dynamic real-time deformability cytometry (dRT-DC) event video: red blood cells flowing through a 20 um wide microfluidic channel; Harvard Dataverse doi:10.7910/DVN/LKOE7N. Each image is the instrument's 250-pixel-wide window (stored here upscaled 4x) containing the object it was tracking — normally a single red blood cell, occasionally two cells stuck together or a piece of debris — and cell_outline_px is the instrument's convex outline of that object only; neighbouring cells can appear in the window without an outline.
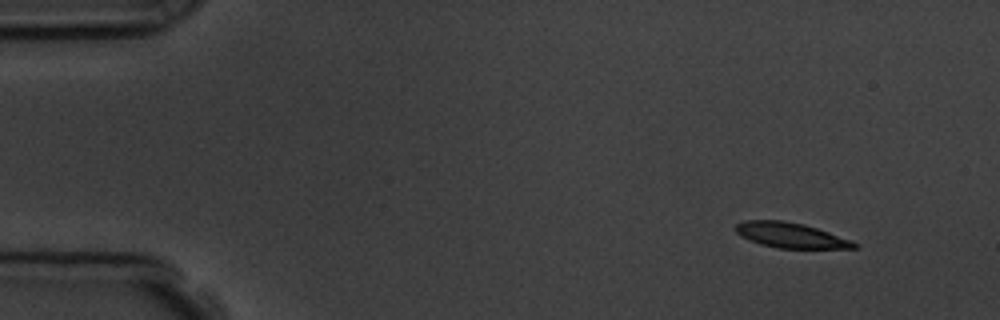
{"species": "common noctule bat (a hibernating species)", "species_latin": "Nyctalus noctula", "temperature_condition": "room temperature", "stored_images_in_passage": 5, "camera_frame_rate_fps": 3000, "um_per_image_px": 0.085, "animal": {"sex": "male", "body_mass_g": 19.5, "forearm_length_mm": 54.6}, "frame": {"image": 1, "passage_image": 1, "time_ms": 0.0, "image_size_px": [1000, 320], "cell_outline_px": [[860, 248], [780, 248], [760, 244], [740, 236], [736, 232], [736, 224], [744, 220], [784, 220], [804, 224], [852, 240], [860, 244]], "centroid_in_image_um": [67.23, 19.99], "position_along_channel_um": 17.8, "area_um2": 17.4}}
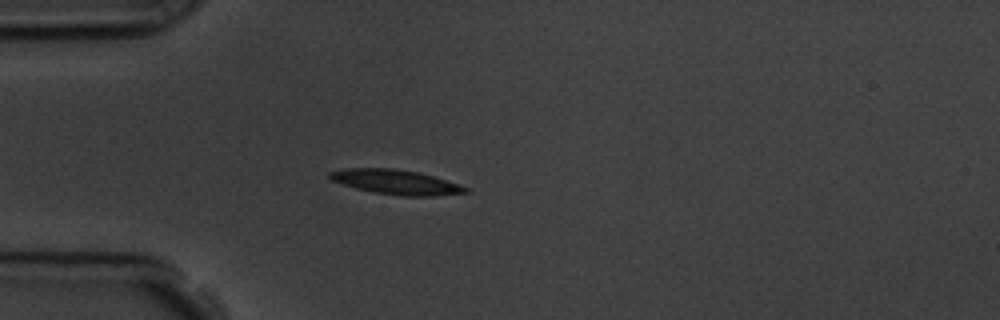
{"frame": {"image": 2, "passage_image": 4, "time_ms": 3.333, "image_size_px": [1000, 320], "cell_outline_px": [[468, 192], [432, 196], [404, 196], [372, 192], [356, 188], [332, 180], [328, 176], [328, 172], [344, 168], [396, 168], [416, 172], [432, 176], [468, 188]], "centroid_in_image_um": [33.59, 15.47], "position_along_channel_um": 51.4, "area_um2": 19.19}}